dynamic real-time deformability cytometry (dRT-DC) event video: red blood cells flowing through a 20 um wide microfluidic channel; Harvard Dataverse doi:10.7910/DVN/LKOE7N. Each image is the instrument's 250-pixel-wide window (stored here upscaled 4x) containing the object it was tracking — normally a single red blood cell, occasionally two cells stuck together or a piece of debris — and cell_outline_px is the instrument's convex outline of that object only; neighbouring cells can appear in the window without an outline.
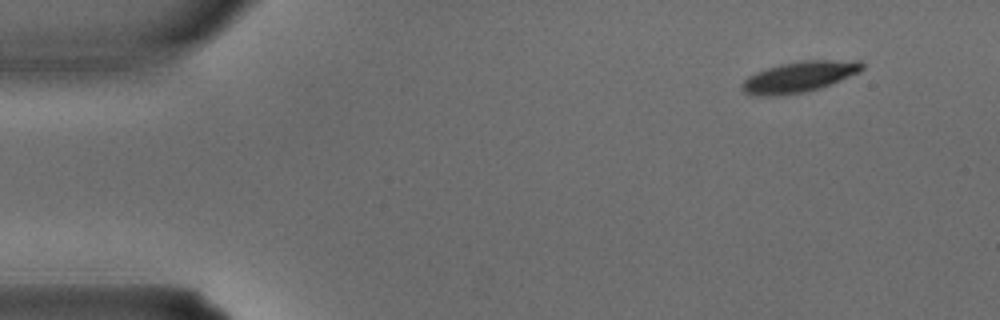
{"species": "common noctule bat (a hibernating species)", "species_latin": "Nyctalus noctula", "temperature_condition": "warm", "stored_images_in_passage": 3, "camera_frame_rate_fps": 3000, "um_per_image_px": 0.085, "animal": {"sex": "male", "body_mass_g": 15.6}, "frame": {"image": 1, "passage_image": 1, "time_ms": 0.0, "image_size_px": [1000, 320], "cell_outline_px": [[864, 68], [860, 72], [832, 84], [820, 88], [804, 92], [772, 96], [756, 96], [744, 92], [740, 88], [740, 84], [748, 76], [756, 72], [780, 64], [804, 60], [860, 60], [864, 64]], "centroid_in_image_um": [67.95, 6.53], "position_along_channel_um": 17.1, "area_um2": 21.73}}
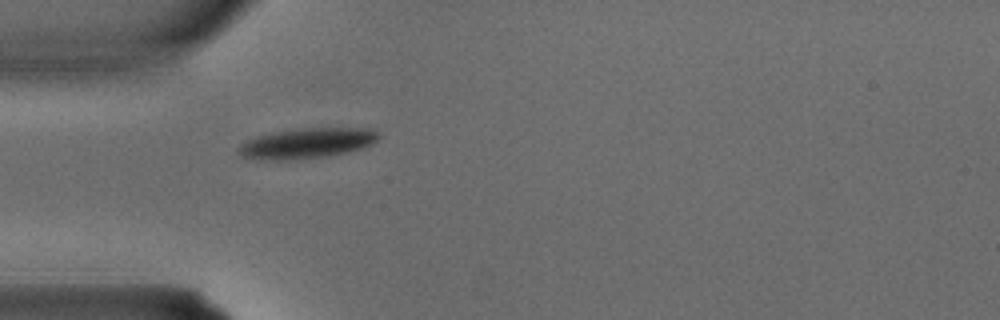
{"frame": {"image": 2, "passage_image": 3, "time_ms": 0.667, "image_size_px": [1000, 320], "cell_outline_px": [[380, 136], [372, 144], [348, 152], [328, 156], [288, 160], [260, 160], [240, 156], [236, 152], [236, 148], [244, 140], [260, 136], [280, 132], [308, 128], [376, 128], [380, 132]], "centroid_in_image_um": [26.09, 12.19], "position_along_channel_um": 58.9, "area_um2": 24.74}}